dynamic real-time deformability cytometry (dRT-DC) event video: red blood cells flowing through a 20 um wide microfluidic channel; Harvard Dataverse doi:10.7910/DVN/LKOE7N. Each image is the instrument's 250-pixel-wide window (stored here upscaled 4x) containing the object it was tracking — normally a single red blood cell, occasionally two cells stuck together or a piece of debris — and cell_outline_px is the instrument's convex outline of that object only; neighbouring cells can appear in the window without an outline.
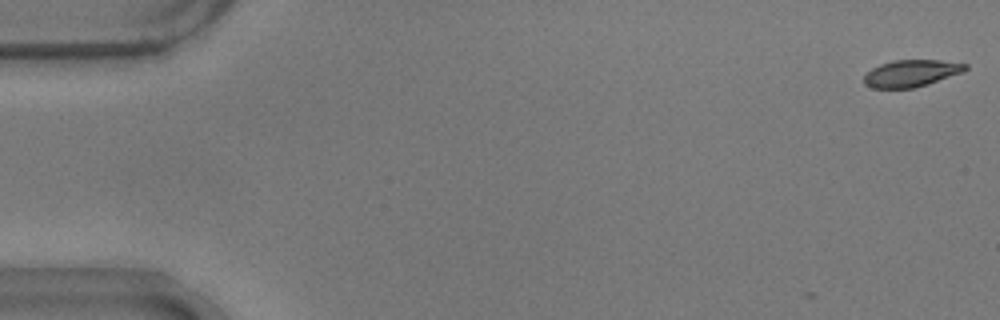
{"species": "common noctule bat (a hibernating species)", "species_latin": "Nyctalus noctula", "temperature_condition": "warm", "stored_images_in_passage": 2, "camera_frame_rate_fps": 3000, "um_per_image_px": 0.085, "animal": {"sex": "male", "body_mass_g": 17.9}, "frame": {"image": 1, "passage_image": 2, "time_ms": 0.333, "image_size_px": [1000, 320], "cell_outline_px": [[968, 68], [964, 72], [928, 84], [912, 88], [872, 88], [864, 84], [864, 76], [872, 68], [880, 64], [892, 60], [940, 60], [968, 64]], "centroid_in_image_um": [77.47, 6.22], "position_along_channel_um": 7.5, "area_um2": 15.95}}